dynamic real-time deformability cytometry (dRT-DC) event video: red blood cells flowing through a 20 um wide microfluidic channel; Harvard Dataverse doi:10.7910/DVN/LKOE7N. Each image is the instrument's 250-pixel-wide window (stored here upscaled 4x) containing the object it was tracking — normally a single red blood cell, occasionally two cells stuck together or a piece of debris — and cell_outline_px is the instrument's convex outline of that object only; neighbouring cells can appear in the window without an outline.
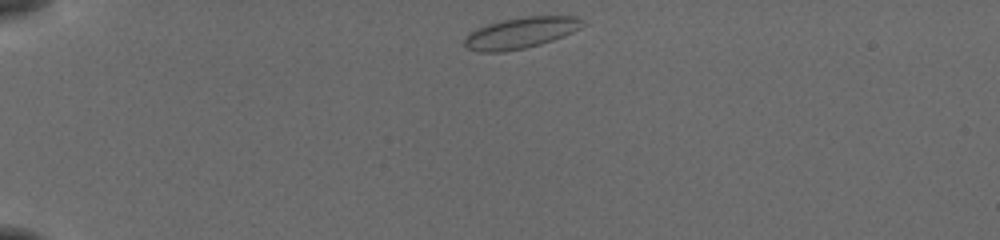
{"species": "common noctule bat (a hibernating species)", "species_latin": "Nyctalus noctula", "temperature_condition": "cold", "stored_images_in_passage": 42, "camera_frame_rate_fps": 3000, "um_per_image_px": 0.085, "animal": {"sex": "female", "body_mass_g": 19.5, "forearm_length_mm": 54.1}, "frame": {"image": 1, "passage_image": 1, "time_ms": 0.0, "image_size_px": [1000, 240], "cell_outline_px": [[584, 24], [580, 28], [564, 36], [540, 44], [524, 48], [504, 52], [480, 52], [468, 48], [464, 44], [464, 40], [468, 32], [476, 28], [488, 24], [504, 20], [524, 16], [576, 16], [584, 20]], "centroid_in_image_um": [44.25, 2.79], "position_along_channel_um": 40.7, "area_um2": 21.39}}
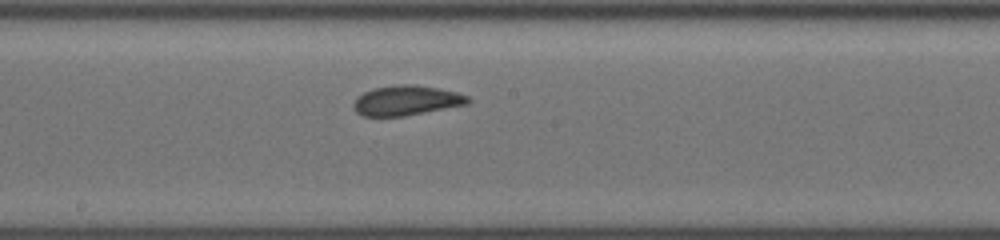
{"frame": {"image": 2, "passage_image": 19, "time_ms": 6.0, "image_size_px": [1000, 240], "cell_outline_px": [[472, 100], [468, 104], [404, 116], [364, 116], [356, 112], [352, 108], [352, 104], [356, 96], [372, 88], [396, 84], [412, 84], [440, 88], [456, 92], [468, 96]], "centroid_in_image_um": [34.51, 8.53], "position_along_channel_um": 213.7, "area_um2": 20.17}}
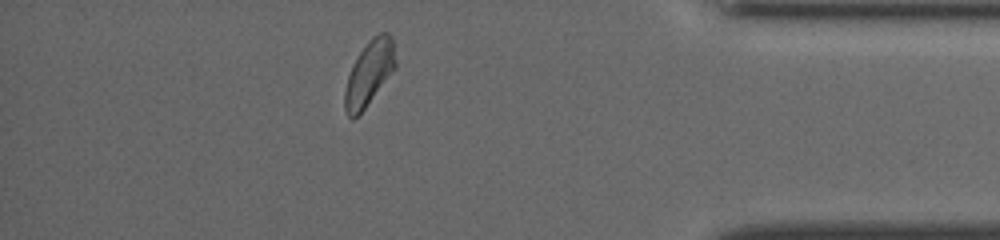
{"frame": {"image": 3, "passage_image": 36, "time_ms": 11.667, "image_size_px": [1000, 240], "cell_outline_px": [[396, 68], [364, 108], [352, 120], [348, 116], [344, 108], [344, 92], [348, 76], [352, 64], [368, 40], [372, 36], [380, 32], [388, 32], [392, 36], [396, 60]], "centroid_in_image_um": [31.39, 6.18], "position_along_channel_um": 403.8, "area_um2": 19.13}, "authors_computed_cell_mechanics": {"area_um2": 19.7098, "velocity_mm_per_s": 3.8287, "shape_relaxation_time_tau1_ms": 2.8487, "shape_relaxation_time_tau2_ms": 1.0637, "deformation_change_tau1": 0.0945, "deformation_change_tau2": 0.0652}}